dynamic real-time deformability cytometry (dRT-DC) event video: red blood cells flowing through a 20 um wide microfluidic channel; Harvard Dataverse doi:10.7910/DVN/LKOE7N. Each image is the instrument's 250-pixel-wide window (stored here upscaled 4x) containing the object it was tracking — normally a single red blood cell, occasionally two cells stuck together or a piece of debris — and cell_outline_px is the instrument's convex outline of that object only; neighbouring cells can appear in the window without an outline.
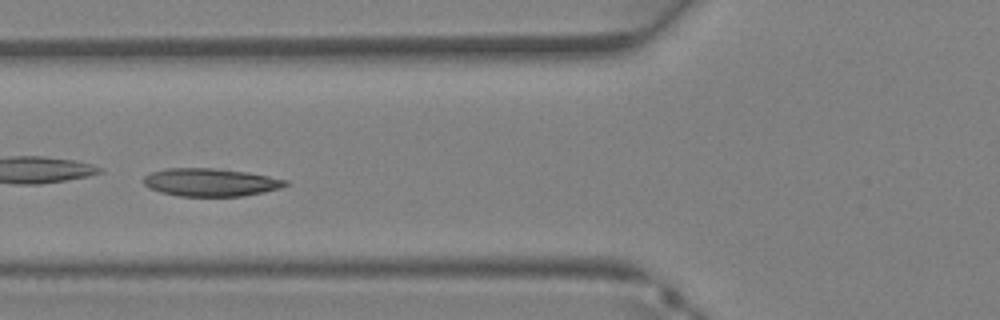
{"species": "Egyptian fruit bat (a non-hibernating species)", "species_latin": "Rousettus aegyptiacus", "temperature_condition": "warm", "stored_images_in_passage": 25, "camera_frame_rate_fps": 3000, "um_per_image_px": 0.085, "animal": {"sex": "female"}, "frame": {"image": 1, "passage_image": 4, "time_ms": 1.0, "image_size_px": [1000, 320], "cell_outline_px": [[288, 184], [280, 188], [264, 192], [244, 196], [180, 196], [160, 192], [148, 188], [144, 184], [144, 176], [152, 172], [164, 168], [212, 168], [248, 172], [288, 180]], "centroid_in_image_um": [17.89, 15.49], "position_along_channel_um": 107.9, "area_um2": 23.12}}
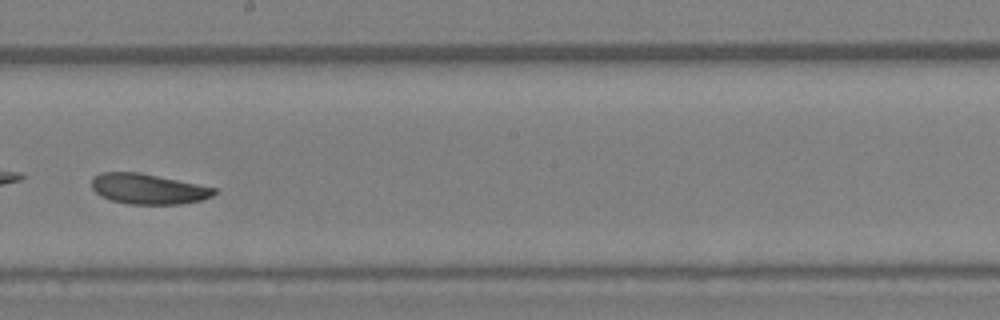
{"frame": {"image": 2, "passage_image": 11, "time_ms": 3.333, "image_size_px": [1000, 320], "cell_outline_px": [[216, 192], [212, 196], [200, 200], [180, 204], [128, 204], [112, 200], [100, 196], [92, 188], [92, 176], [100, 172], [140, 172], [216, 188]], "centroid_in_image_um": [12.56, 16.05], "position_along_channel_um": 235.6, "area_um2": 21.62}}
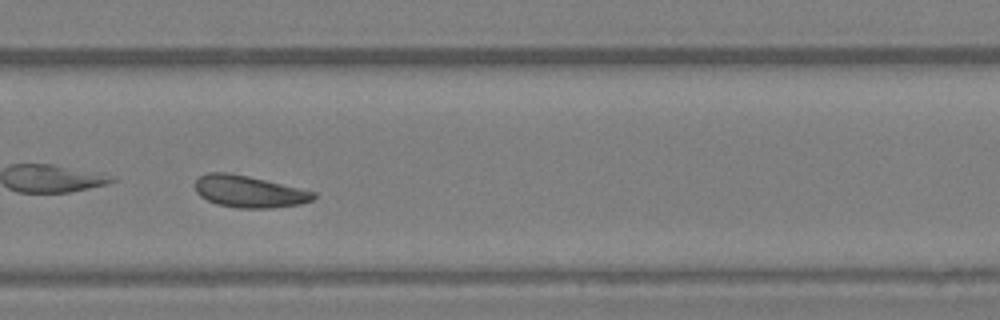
{"frame": {"image": 3, "passage_image": 15, "time_ms": 4.667, "image_size_px": [1000, 320], "cell_outline_px": [[316, 196], [312, 200], [300, 204], [268, 208], [236, 208], [220, 204], [208, 200], [200, 196], [196, 192], [192, 184], [200, 176], [208, 172], [228, 172], [248, 176], [316, 192]], "centroid_in_image_um": [21.13, 16.27], "position_along_channel_um": 308.7, "area_um2": 21.91}}